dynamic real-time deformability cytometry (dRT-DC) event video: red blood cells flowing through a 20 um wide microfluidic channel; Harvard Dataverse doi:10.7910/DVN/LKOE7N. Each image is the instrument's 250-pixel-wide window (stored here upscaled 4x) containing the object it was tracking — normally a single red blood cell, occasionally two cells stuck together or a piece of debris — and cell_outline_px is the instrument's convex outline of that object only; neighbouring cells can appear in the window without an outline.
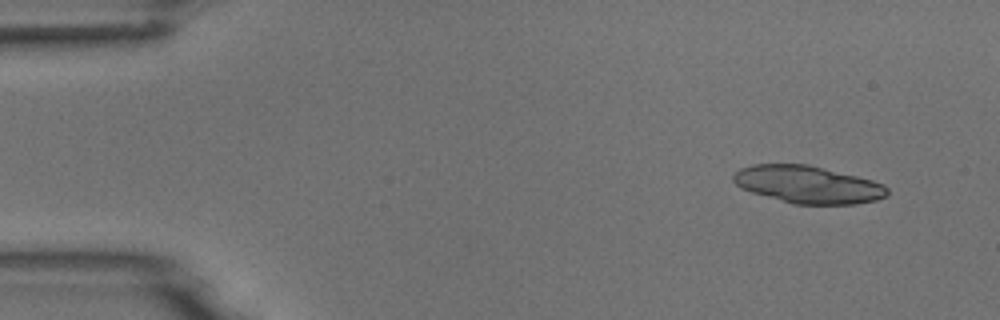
{"species": "common noctule bat (a hibernating species)", "species_latin": "Nyctalus noctula", "temperature_condition": "room temperature", "stored_images_in_passage": 4, "camera_frame_rate_fps": 3000, "um_per_image_px": 0.085, "animal": {"sex": "male", "body_mass_g": 18.8}, "frame": {"image": 1, "passage_image": 1, "time_ms": 0.0, "image_size_px": [1000, 320], "cell_outline_px": [[888, 196], [876, 200], [856, 204], [792, 204], [752, 192], [740, 188], [732, 180], [732, 176], [740, 168], [752, 164], [808, 164], [872, 180], [884, 184], [888, 188]], "centroid_in_image_um": [68.67, 15.69], "position_along_channel_um": 16.3, "area_um2": 33.64}}